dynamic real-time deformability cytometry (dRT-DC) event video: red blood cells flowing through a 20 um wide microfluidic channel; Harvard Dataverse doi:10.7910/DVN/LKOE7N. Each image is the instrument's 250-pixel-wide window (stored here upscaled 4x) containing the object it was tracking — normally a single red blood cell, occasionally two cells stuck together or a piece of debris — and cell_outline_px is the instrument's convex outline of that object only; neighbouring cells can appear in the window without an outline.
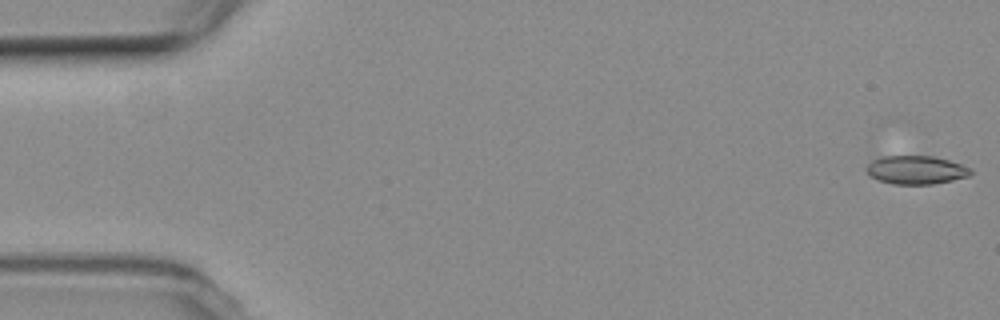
{"species": "common noctule bat (a hibernating species)", "species_latin": "Nyctalus noctula", "temperature_condition": "room temperature", "stored_images_in_passage": 6, "camera_frame_rate_fps": 3000, "um_per_image_px": 0.085, "animal": {"sex": "female", "body_mass_g": 19.3, "forearm_length_mm": 54.1}, "frame": {"image": 1, "passage_image": 1, "time_ms": 0.0, "image_size_px": [1000, 320], "cell_outline_px": [[972, 172], [968, 176], [952, 180], [932, 184], [892, 184], [868, 176], [864, 168], [876, 156], [932, 156], [948, 160], [972, 168]], "centroid_in_image_um": [77.8, 14.44], "position_along_channel_um": 7.2, "area_um2": 17.4}}
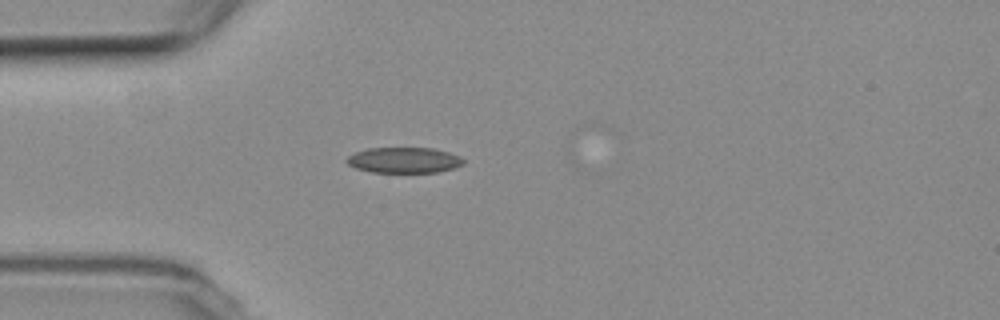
{"frame": {"image": 2, "passage_image": 4, "time_ms": 5.0, "image_size_px": [1000, 320], "cell_outline_px": [[464, 164], [452, 168], [436, 172], [372, 172], [356, 168], [348, 164], [344, 160], [348, 156], [356, 152], [368, 148], [432, 148], [448, 152], [460, 156], [464, 160]], "centroid_in_image_um": [34.33, 13.61], "position_along_channel_um": 50.7, "area_um2": 17.34}}